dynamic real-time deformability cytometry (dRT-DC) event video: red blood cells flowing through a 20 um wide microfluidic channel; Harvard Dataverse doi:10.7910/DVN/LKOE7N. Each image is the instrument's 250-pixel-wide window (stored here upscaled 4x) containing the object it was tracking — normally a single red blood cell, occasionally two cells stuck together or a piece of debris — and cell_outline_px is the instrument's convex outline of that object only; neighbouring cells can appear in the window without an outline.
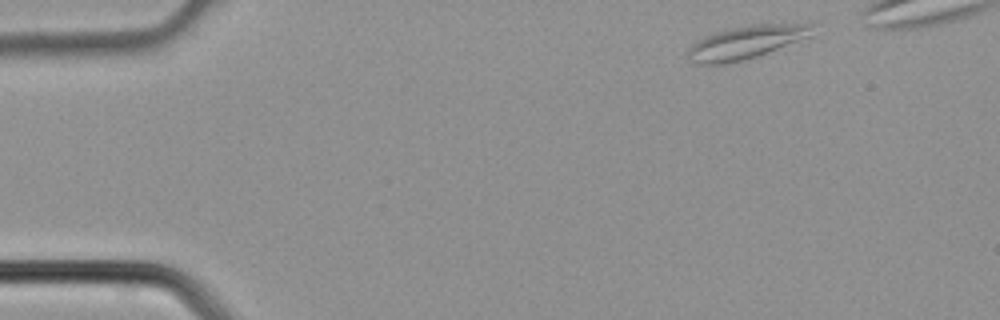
{"species": "common noctule bat (a hibernating species)", "species_latin": "Nyctalus noctula", "temperature_condition": "cold", "stored_images_in_passage": 5, "camera_frame_rate_fps": 3000, "um_per_image_px": 0.085, "animal": {"sex": "male", "body_mass_g": 21.5, "forearm_length_mm": 52.0}, "frame": {"image": 1, "passage_image": 1, "time_ms": 0.0, "image_size_px": [1000, 320], "cell_outline_px": [[816, 24], [812, 36], [756, 56], [744, 60], [724, 64], [696, 64], [688, 60], [688, 48], [692, 44], [716, 32], [732, 28], [752, 24]], "centroid_in_image_um": [63.43, 3.6], "position_along_channel_um": 21.6, "area_um2": 23.76}}